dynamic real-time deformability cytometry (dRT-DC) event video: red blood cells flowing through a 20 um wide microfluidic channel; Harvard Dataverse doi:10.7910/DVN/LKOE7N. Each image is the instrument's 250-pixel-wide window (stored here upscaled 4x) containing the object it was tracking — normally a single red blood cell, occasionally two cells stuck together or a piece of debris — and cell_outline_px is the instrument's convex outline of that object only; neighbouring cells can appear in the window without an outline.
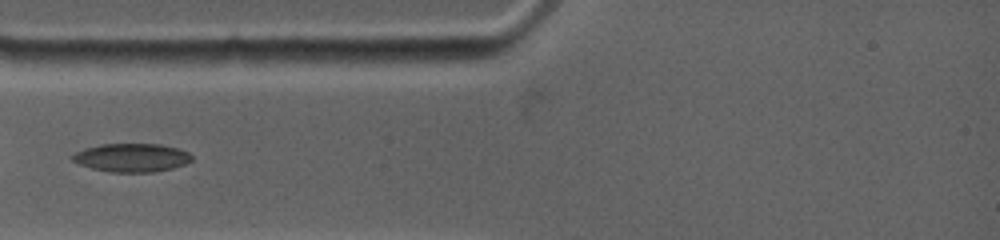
{"species": "common noctule bat (a hibernating species)", "species_latin": "Nyctalus noctula", "temperature_condition": "warm", "stored_images_in_passage": 6, "camera_frame_rate_fps": 4500, "um_per_image_px": 0.085, "animal": {"sex": "female", "body_mass_g": 19.0, "forearm_length_mm": 53.3}, "frame": {"image": 1, "passage_image": 4, "time_ms": 1.333, "image_size_px": [1000, 240], "cell_outline_px": [[192, 160], [184, 164], [172, 168], [152, 172], [108, 172], [92, 168], [80, 164], [72, 160], [68, 156], [84, 148], [100, 144], [160, 144], [176, 148], [188, 152], [192, 156]], "centroid_in_image_um": [11.15, 13.4], "position_along_channel_um": 73.8, "area_um2": 19.77}}